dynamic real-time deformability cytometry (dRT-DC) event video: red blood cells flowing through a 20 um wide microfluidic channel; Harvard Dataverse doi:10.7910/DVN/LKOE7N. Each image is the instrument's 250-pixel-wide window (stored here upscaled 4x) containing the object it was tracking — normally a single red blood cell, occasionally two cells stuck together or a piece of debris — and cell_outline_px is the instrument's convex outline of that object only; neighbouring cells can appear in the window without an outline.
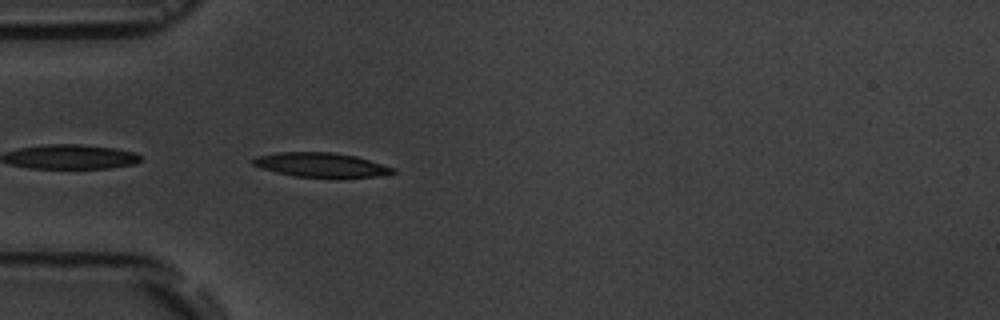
{"species": "common noctule bat (a hibernating species)", "species_latin": "Nyctalus noctula", "temperature_condition": "room temperature", "stored_images_in_passage": 5, "camera_frame_rate_fps": 3000, "um_per_image_px": 0.085, "animal": {"sex": "male", "body_mass_g": 19.5, "forearm_length_mm": 54.6}, "frame": {"image": 1, "passage_image": 5, "time_ms": 4.667, "image_size_px": [1000, 320], "cell_outline_px": [[396, 172], [376, 176], [344, 180], [336, 180], [296, 176], [276, 172], [260, 168], [252, 164], [248, 160], [256, 156], [280, 152], [332, 152], [356, 156], [396, 168]], "centroid_in_image_um": [27.31, 14.05], "position_along_channel_um": 57.7, "area_um2": 20.75}}